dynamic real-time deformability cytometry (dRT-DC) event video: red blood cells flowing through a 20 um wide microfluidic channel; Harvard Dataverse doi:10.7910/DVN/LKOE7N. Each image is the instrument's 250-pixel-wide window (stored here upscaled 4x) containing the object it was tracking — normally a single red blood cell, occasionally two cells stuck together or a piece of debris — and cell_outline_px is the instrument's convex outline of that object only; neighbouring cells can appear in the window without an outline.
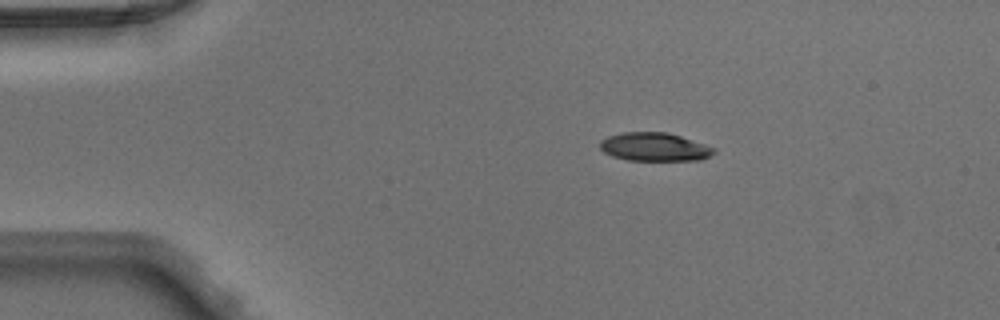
{"species": "Egyptian fruit bat (a non-hibernating species)", "species_latin": "Rousettus aegyptiacus", "temperature_condition": "warm", "stored_images_in_passage": 41, "camera_frame_rate_fps": 3000, "um_per_image_px": 0.085, "animal": {"sex": "male"}, "frame": {"image": 1, "passage_image": 1, "time_ms": 0.0, "image_size_px": [1000, 320], "cell_outline_px": [[716, 152], [712, 156], [700, 160], [628, 160], [612, 156], [604, 152], [600, 148], [600, 140], [608, 136], [624, 132], [668, 132], [716, 148]], "centroid_in_image_um": [55.65, 12.49], "position_along_channel_um": 29.4, "area_um2": 18.9}}
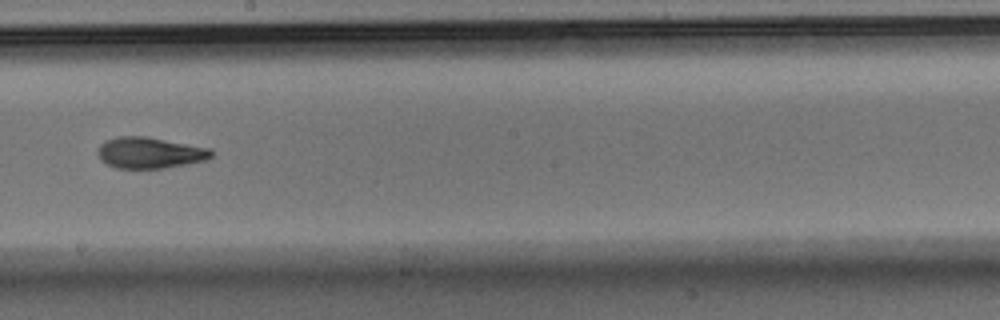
{"frame": {"image": 2, "passage_image": 20, "time_ms": 6.333, "image_size_px": [1000, 320], "cell_outline_px": [[212, 156], [204, 160], [164, 168], [116, 168], [100, 160], [96, 152], [100, 144], [104, 140], [116, 136], [144, 136], [212, 148]], "centroid_in_image_um": [12.68, 12.97], "position_along_channel_um": 235.5, "area_um2": 20.63}}
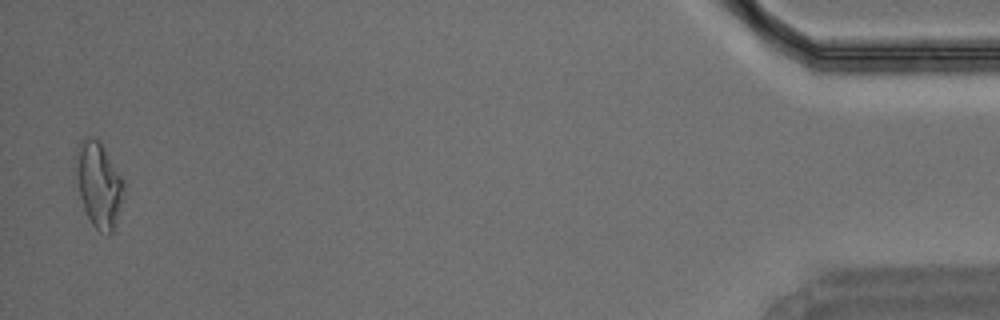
{"frame": {"image": 3, "passage_image": 40, "time_ms": 13.0, "image_size_px": [1000, 320], "cell_outline_px": [[124, 192], [112, 232], [108, 236], [100, 232], [92, 224], [84, 208], [72, 180], [72, 156], [80, 140], [84, 136], [96, 136], [100, 140], [124, 180]], "centroid_in_image_um": [8.29, 15.58], "position_along_channel_um": 426.9, "area_um2": 25.09}}